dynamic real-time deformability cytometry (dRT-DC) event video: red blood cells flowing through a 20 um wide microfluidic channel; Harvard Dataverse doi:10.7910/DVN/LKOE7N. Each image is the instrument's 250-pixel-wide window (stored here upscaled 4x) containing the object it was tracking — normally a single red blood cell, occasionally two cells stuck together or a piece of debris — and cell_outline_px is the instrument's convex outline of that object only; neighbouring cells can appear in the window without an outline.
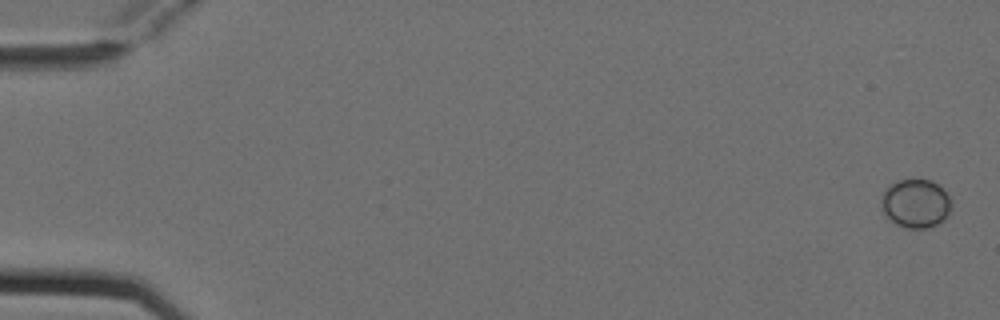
{"species": "Egyptian fruit bat (a non-hibernating species)", "species_latin": "Rousettus aegyptiacus", "temperature_condition": "cold", "stored_images_in_passage": 5, "camera_frame_rate_fps": 3000, "um_per_image_px": 0.085, "animal": {"sex": "female"}, "frame": {"image": 1, "passage_image": 1, "time_ms": 0.0, "image_size_px": [1000, 320], "cell_outline_px": [[952, 204], [944, 220], [928, 228], [908, 228], [896, 224], [884, 212], [884, 192], [892, 184], [900, 180], [928, 180], [936, 184], [952, 200]], "centroid_in_image_um": [77.88, 17.31], "position_along_channel_um": 7.1, "area_um2": 19.07}}